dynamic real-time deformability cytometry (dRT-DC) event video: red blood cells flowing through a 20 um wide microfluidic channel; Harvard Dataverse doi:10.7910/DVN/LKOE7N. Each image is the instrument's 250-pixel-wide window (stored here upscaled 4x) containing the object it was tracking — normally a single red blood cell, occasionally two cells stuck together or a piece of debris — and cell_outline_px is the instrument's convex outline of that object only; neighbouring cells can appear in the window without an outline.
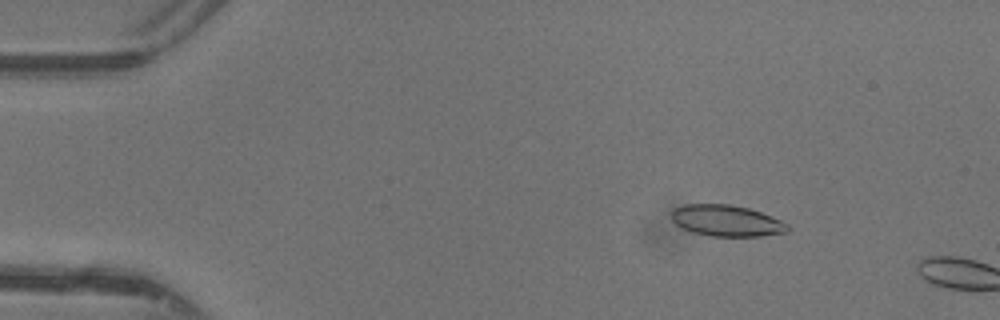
{"species": "common noctule bat (a hibernating species)", "species_latin": "Nyctalus noctula", "temperature_condition": "warm", "stored_images_in_passage": 9, "camera_frame_rate_fps": 3000, "um_per_image_px": 0.085, "animal": {"sex": "female"}, "frame": {"image": 1, "passage_image": 7, "time_ms": 2.0, "image_size_px": [1000, 320], "cell_outline_px": [[788, 232], [760, 236], [712, 236], [692, 232], [676, 224], [672, 220], [672, 208], [684, 204], [728, 204], [748, 208], [772, 216], [788, 224]], "centroid_in_image_um": [61.74, 18.75], "position_along_channel_um": 23.3, "area_um2": 21.1}}